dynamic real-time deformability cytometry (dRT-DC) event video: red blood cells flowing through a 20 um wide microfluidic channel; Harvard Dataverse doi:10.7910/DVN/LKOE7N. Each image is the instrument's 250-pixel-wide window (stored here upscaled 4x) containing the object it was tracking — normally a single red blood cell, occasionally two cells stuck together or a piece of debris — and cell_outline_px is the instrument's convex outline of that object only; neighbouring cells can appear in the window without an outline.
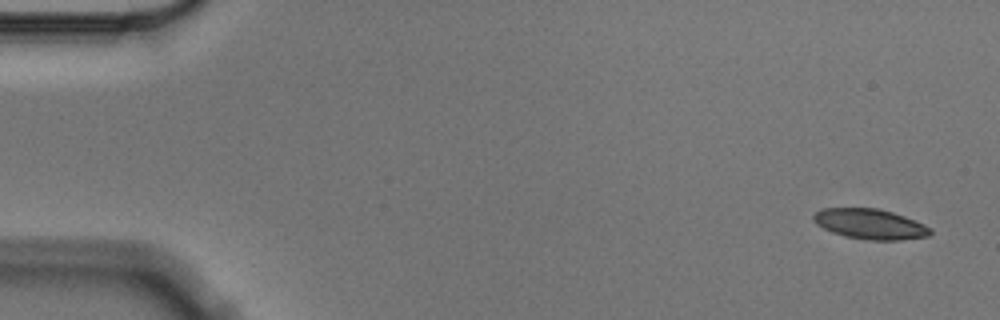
{"species": "Egyptian fruit bat (a non-hibernating species)", "species_latin": "Rousettus aegyptiacus", "temperature_condition": "cold", "stored_images_in_passage": 4, "camera_frame_rate_fps": 3000, "um_per_image_px": 0.085, "animal": {"sex": "male"}, "frame": {"image": 1, "passage_image": 1, "time_ms": 0.0, "image_size_px": [1000, 320], "cell_outline_px": [[932, 232], [928, 236], [900, 240], [868, 240], [844, 236], [832, 232], [816, 224], [812, 220], [812, 216], [816, 212], [824, 208], [876, 208], [892, 212], [904, 216], [924, 224], [932, 228]], "centroid_in_image_um": [73.95, 19.04], "position_along_channel_um": 11.0, "area_um2": 20.58}}